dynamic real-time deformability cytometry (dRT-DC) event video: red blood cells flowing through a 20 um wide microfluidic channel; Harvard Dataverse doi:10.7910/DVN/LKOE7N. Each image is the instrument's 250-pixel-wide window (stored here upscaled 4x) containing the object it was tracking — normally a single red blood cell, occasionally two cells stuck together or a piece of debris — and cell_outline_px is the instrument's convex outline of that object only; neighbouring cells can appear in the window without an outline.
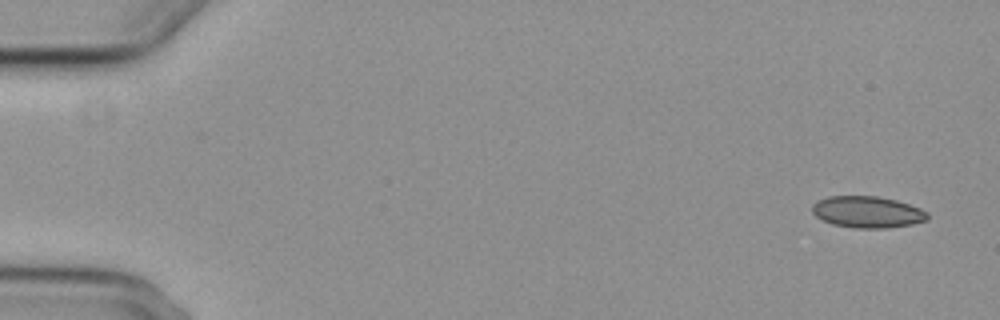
{"species": "common noctule bat (a hibernating species)", "species_latin": "Nyctalus noctula", "temperature_condition": "cold", "stored_images_in_passage": 4, "segment_of_instrument_passage": [2, 2], "camera_frame_rate_fps": 3000, "um_per_image_px": 0.085, "animal": {"sex": "female", "body_mass_g": 29.2, "forearm_length_mm": 56.3}, "frame": {"image": 1, "passage_image": 4, "time_ms": 4.333, "image_size_px": [1000, 320], "cell_outline_px": [[928, 220], [912, 224], [888, 228], [856, 228], [832, 224], [816, 216], [812, 212], [812, 204], [828, 196], [876, 196], [896, 200], [920, 208], [928, 212]], "centroid_in_image_um": [73.75, 18.02], "position_along_channel_um": 11.3, "area_um2": 21.15}}